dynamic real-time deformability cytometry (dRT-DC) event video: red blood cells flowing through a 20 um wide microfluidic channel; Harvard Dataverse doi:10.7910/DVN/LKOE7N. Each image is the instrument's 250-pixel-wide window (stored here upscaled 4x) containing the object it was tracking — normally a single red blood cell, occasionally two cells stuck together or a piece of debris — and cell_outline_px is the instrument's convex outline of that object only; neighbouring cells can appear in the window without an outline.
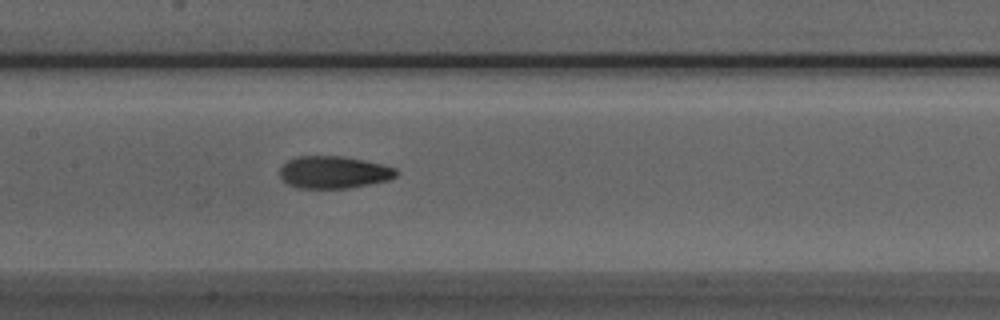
{"species": "Egyptian fruit bat (a non-hibernating species)", "species_latin": "Rousettus aegyptiacus", "temperature_condition": "room temperature", "stored_images_in_passage": 21, "camera_frame_rate_fps": 3000, "um_per_image_px": 0.085, "animal": {"sex": "male"}, "frame": {"image": 1, "passage_image": 9, "time_ms": 2.667, "image_size_px": [1000, 320], "cell_outline_px": [[400, 172], [396, 176], [388, 180], [348, 188], [296, 188], [288, 184], [280, 176], [280, 168], [288, 160], [296, 156], [344, 156], [364, 160], [396, 168]], "centroid_in_image_um": [28.37, 14.64], "position_along_channel_um": 179.0, "area_um2": 21.91}}
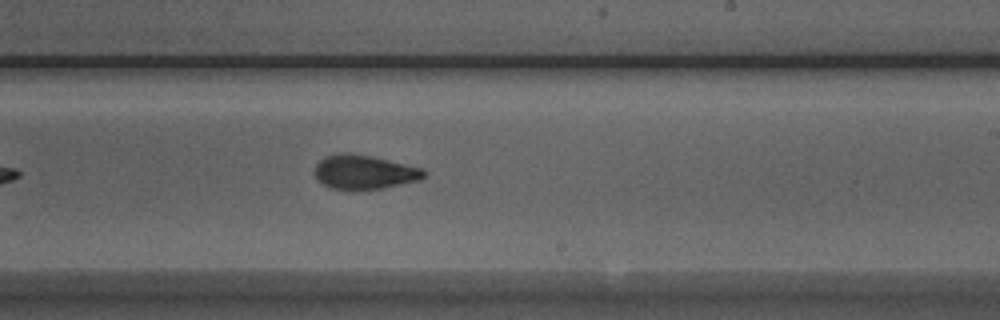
{"frame": {"image": 2, "passage_image": 15, "time_ms": 4.667, "image_size_px": [1000, 320], "cell_outline_px": [[428, 172], [420, 180], [384, 188], [328, 188], [316, 180], [316, 164], [320, 160], [336, 152], [348, 152], [372, 156], [424, 168]], "centroid_in_image_um": [30.99, 14.6], "position_along_channel_um": 258.0, "area_um2": 21.68}}
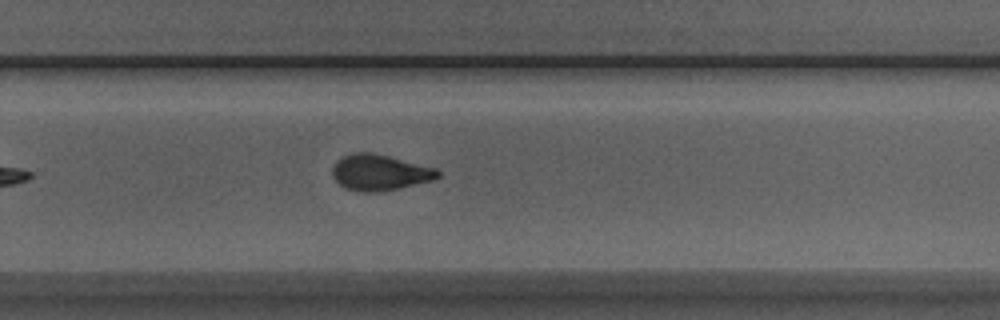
{"frame": {"image": 3, "passage_image": 18, "time_ms": 5.667, "image_size_px": [1000, 320], "cell_outline_px": [[440, 176], [436, 180], [376, 192], [364, 192], [344, 188], [332, 176], [332, 168], [336, 160], [352, 152], [372, 152], [436, 168], [440, 172]], "centroid_in_image_um": [32.27, 14.65], "position_along_channel_um": 297.5, "area_um2": 22.02}}